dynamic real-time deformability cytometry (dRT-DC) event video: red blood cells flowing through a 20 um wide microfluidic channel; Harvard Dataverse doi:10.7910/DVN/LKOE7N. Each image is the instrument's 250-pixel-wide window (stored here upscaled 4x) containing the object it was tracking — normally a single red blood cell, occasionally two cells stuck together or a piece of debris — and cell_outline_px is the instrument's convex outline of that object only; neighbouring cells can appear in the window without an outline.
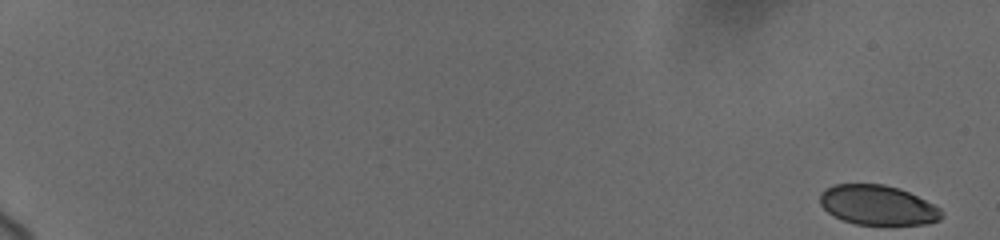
{"species": "human", "species_latin": "Homo sapiens", "temperature_condition": "cold", "stored_images_in_passage": 47, "camera_frame_rate_fps": 3000, "um_per_image_px": 0.085, "donor": {"sex": "female"}, "frame": {"image": 1, "passage_image": 1, "time_ms": 0.0, "image_size_px": [1000, 240], "cell_outline_px": [[944, 212], [940, 220], [924, 224], [856, 224], [844, 220], [828, 212], [820, 204], [820, 192], [824, 188], [832, 184], [884, 184], [900, 188], [940, 208]], "centroid_in_image_um": [74.59, 17.42], "position_along_channel_um": 10.4, "area_um2": 28.03}}
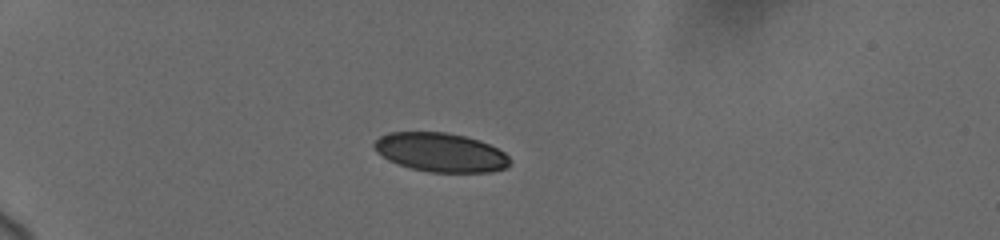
{"frame": {"image": 2, "passage_image": 39, "time_ms": 5.667, "image_size_px": [1000, 240], "cell_outline_px": [[512, 160], [504, 168], [492, 172], [428, 172], [412, 168], [388, 160], [376, 152], [372, 144], [380, 136], [388, 132], [448, 132], [480, 140], [504, 152]], "centroid_in_image_um": [37.44, 12.94], "position_along_channel_um": 47.6, "area_um2": 30.81}}